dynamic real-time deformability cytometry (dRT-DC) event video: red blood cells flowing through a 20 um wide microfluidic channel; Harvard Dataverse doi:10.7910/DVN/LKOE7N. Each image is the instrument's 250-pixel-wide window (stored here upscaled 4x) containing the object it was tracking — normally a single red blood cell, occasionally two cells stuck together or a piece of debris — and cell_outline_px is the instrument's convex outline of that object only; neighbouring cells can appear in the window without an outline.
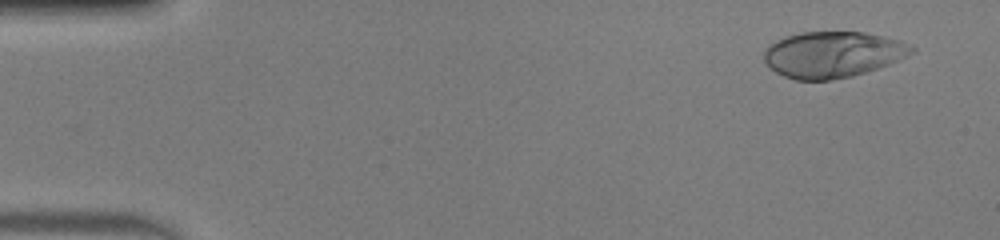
{"species": "human", "species_latin": "Homo sapiens", "temperature_condition": "warm", "stored_images_in_passage": 50, "camera_frame_rate_fps": 3000, "um_per_image_px": 0.085, "donor": {"sex": "male"}, "frame": {"image": 1, "passage_image": 3, "time_ms": 0.667, "image_size_px": [1000, 240], "cell_outline_px": [[916, 52], [908, 56], [888, 64], [852, 76], [828, 80], [796, 80], [784, 76], [776, 72], [764, 64], [764, 52], [776, 40], [784, 36], [804, 32], [864, 32], [900, 40], [916, 48]], "centroid_in_image_um": [70.78, 4.63], "position_along_channel_um": 14.2, "area_um2": 39.54}}
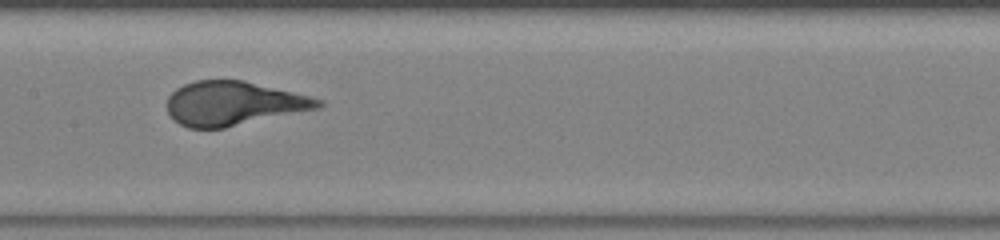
{"frame": {"image": 2, "passage_image": 25, "time_ms": 8.0, "image_size_px": [1000, 240], "cell_outline_px": [[324, 104], [320, 108], [224, 128], [188, 128], [172, 120], [168, 112], [168, 96], [176, 88], [184, 84], [196, 80], [244, 80], [324, 100]], "centroid_in_image_um": [19.83, 8.79], "position_along_channel_um": 187.6, "area_um2": 38.73}}
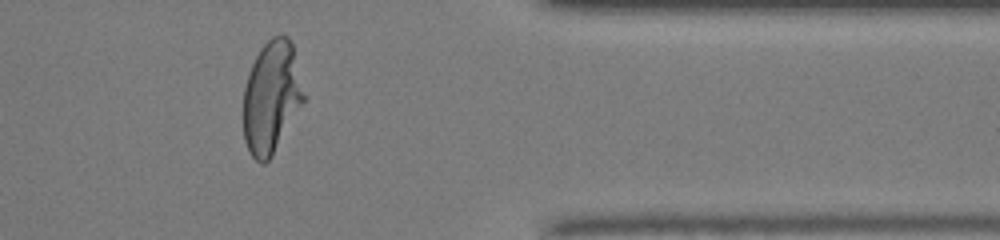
{"frame": {"image": 3, "passage_image": 41, "time_ms": 13.333, "image_size_px": [1000, 240], "cell_outline_px": [[308, 96], [272, 156], [264, 164], [260, 164], [252, 156], [244, 140], [244, 88], [248, 72], [260, 48], [272, 36], [288, 36], [292, 44]], "centroid_in_image_um": [23.11, 8.25], "position_along_channel_um": 388.3, "area_um2": 40.0}}